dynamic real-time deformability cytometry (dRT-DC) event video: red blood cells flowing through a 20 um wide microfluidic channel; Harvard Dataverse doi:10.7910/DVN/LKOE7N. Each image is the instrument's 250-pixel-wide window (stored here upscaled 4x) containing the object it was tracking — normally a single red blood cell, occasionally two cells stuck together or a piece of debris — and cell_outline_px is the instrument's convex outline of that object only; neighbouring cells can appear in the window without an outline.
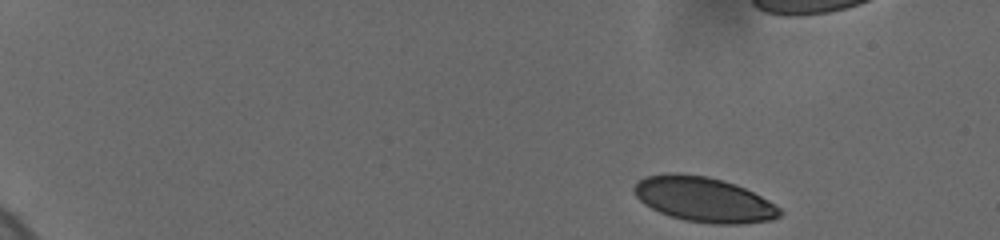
{"species": "human", "species_latin": "Homo sapiens", "temperature_condition": "cold", "stored_images_in_passage": 11, "camera_frame_rate_fps": 3000, "um_per_image_px": 0.085, "donor": {"sex": "female"}, "frame": {"image": 1, "passage_image": 1, "time_ms": 0.0, "image_size_px": [1000, 240], "cell_outline_px": [[784, 212], [780, 216], [772, 220], [740, 224], [712, 224], [684, 220], [660, 212], [644, 204], [636, 196], [632, 188], [644, 176], [664, 172], [680, 172], [708, 176], [724, 180], [736, 184], [768, 200], [780, 208]], "centroid_in_image_um": [59.81, 16.94], "position_along_channel_um": 25.2, "area_um2": 38.44}}
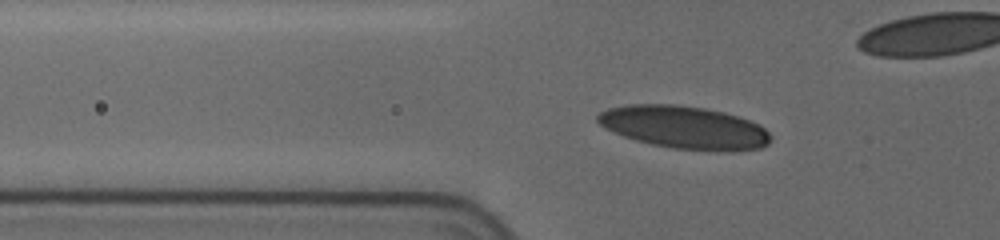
{"frame": {"image": 2, "passage_image": 8, "time_ms": 4.667, "image_size_px": [1000, 240], "cell_outline_px": [[772, 140], [768, 144], [760, 148], [732, 152], [716, 152], [672, 148], [652, 144], [636, 140], [624, 136], [604, 128], [596, 120], [596, 116], [600, 112], [608, 108], [628, 104], [676, 104], [704, 108], [724, 112], [760, 124], [772, 136]], "centroid_in_image_um": [58.19, 10.84], "position_along_channel_um": 67.6, "area_um2": 43.52}}